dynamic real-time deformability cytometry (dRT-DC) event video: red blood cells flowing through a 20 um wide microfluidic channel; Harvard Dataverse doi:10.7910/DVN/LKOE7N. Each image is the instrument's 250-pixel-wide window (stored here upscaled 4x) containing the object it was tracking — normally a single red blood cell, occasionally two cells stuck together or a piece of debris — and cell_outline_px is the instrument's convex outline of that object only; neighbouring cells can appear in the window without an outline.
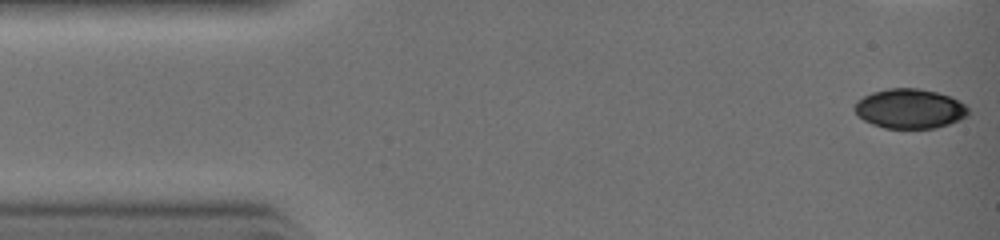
{"species": "common noctule bat (a hibernating species)", "species_latin": "Nyctalus noctula", "temperature_condition": "warm", "stored_images_in_passage": 10, "camera_frame_rate_fps": 3000, "um_per_image_px": 0.085, "animal": {"sex": "female", "body_mass_g": 19.0, "forearm_length_mm": 51.5}, "frame": {"image": 1, "passage_image": 1, "time_ms": 0.0, "image_size_px": [1000, 240], "cell_outline_px": [[968, 112], [964, 116], [948, 124], [936, 128], [884, 128], [872, 124], [864, 120], [856, 112], [856, 104], [864, 96], [872, 92], [888, 88], [916, 88], [936, 92], [948, 96], [964, 104], [968, 108]], "centroid_in_image_um": [77.31, 9.24], "position_along_channel_um": 7.7, "area_um2": 25.66}}